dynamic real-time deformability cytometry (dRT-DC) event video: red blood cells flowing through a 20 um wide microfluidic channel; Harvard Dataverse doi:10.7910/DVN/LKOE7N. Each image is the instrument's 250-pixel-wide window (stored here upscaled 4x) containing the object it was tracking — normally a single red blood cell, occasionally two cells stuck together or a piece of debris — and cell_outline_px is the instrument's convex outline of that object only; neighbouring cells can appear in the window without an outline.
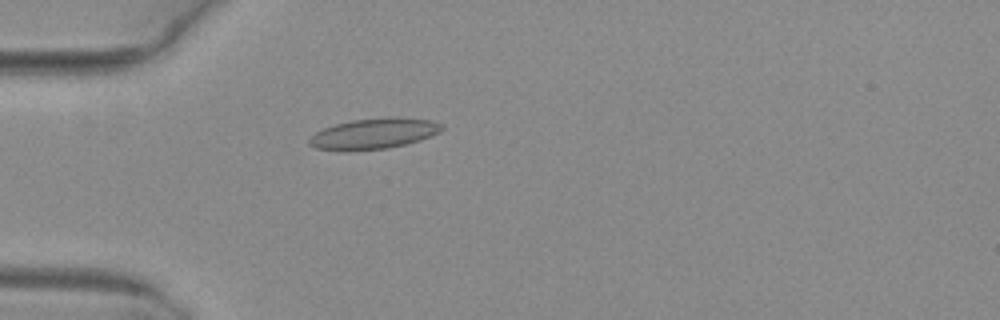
{"species": "common noctule bat (a hibernating species)", "species_latin": "Nyctalus noctula", "temperature_condition": "warm", "stored_images_in_passage": 5, "camera_frame_rate_fps": 3000, "um_per_image_px": 0.085, "animal": {"sex": "female", "body_mass_g": 29.2, "forearm_length_mm": 56.3}, "frame": {"image": 1, "passage_image": 5, "time_ms": 1.333, "image_size_px": [1000, 320], "cell_outline_px": [[444, 128], [440, 132], [420, 140], [388, 148], [348, 152], [344, 152], [316, 148], [308, 144], [308, 140], [316, 132], [324, 128], [336, 124], [352, 120], [388, 116], [396, 116], [432, 120], [444, 124]], "centroid_in_image_um": [31.79, 11.36], "position_along_channel_um": 53.2, "area_um2": 24.16}}